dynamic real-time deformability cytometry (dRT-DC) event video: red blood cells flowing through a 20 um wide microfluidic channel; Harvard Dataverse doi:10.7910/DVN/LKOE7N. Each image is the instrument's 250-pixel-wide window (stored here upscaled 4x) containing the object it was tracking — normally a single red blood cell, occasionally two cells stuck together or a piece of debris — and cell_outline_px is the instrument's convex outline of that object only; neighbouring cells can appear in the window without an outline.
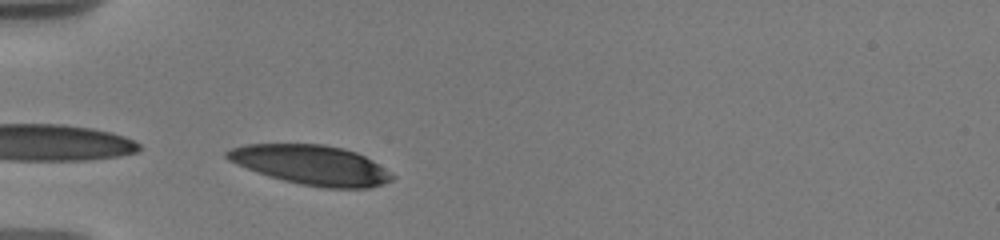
{"species": "human", "species_latin": "Homo sapiens", "temperature_condition": "warm", "stored_images_in_passage": 7, "camera_frame_rate_fps": 3000, "um_per_image_px": 0.085, "donor": {"sex": "male"}, "frame": {"image": 1, "passage_image": 4, "time_ms": 1.667, "image_size_px": [1000, 240], "cell_outline_px": [[396, 176], [392, 180], [384, 184], [368, 188], [324, 188], [300, 184], [268, 176], [228, 160], [224, 156], [224, 152], [232, 148], [244, 144], [324, 144], [356, 152], [372, 160]], "centroid_in_image_um": [26.47, 14.02], "position_along_channel_um": 58.5, "area_um2": 37.97}}
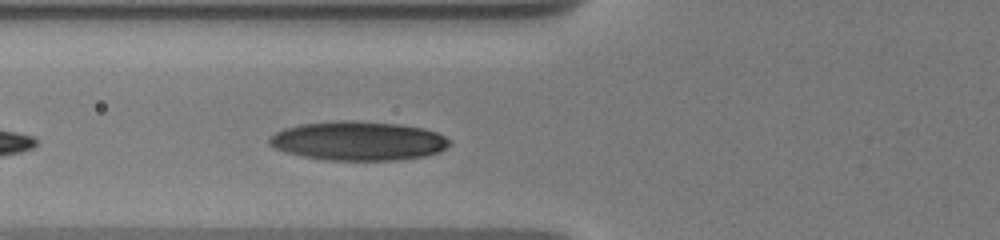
{"frame": {"image": 2, "passage_image": 7, "time_ms": 3.0, "image_size_px": [1000, 240], "cell_outline_px": [[452, 140], [440, 152], [424, 156], [396, 160], [328, 160], [304, 156], [284, 152], [268, 144], [268, 136], [284, 128], [300, 124], [336, 120], [352, 120], [400, 124], [424, 128], [436, 132]], "centroid_in_image_um": [30.43, 11.96], "position_along_channel_um": 95.4, "area_um2": 41.21}}